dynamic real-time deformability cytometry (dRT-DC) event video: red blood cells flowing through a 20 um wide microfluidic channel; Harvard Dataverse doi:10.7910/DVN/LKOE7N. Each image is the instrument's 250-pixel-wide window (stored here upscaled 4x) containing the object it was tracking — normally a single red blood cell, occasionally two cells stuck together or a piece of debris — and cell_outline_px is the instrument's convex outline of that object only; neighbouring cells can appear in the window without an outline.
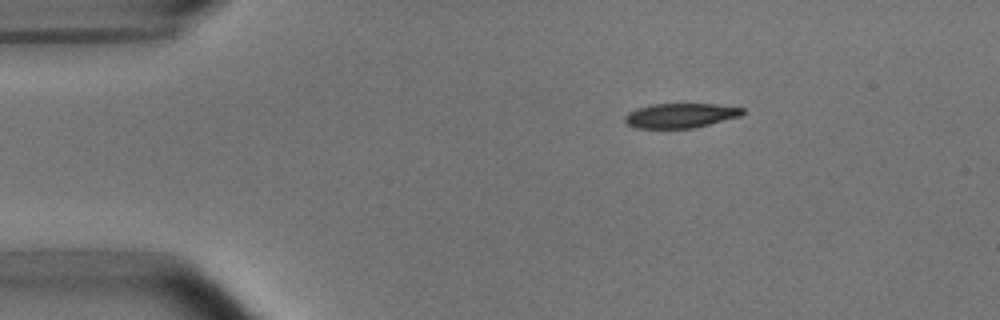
{"species": "common noctule bat (a hibernating species)", "species_latin": "Nyctalus noctula", "temperature_condition": "room temperature", "stored_images_in_passage": 8, "camera_frame_rate_fps": 3000, "um_per_image_px": 0.085, "animal": {"sex": "male", "body_mass_g": 15.6}, "frame": {"image": 1, "passage_image": 2, "time_ms": 0.333, "image_size_px": [1000, 320], "cell_outline_px": [[744, 112], [740, 116], [692, 128], [636, 128], [628, 124], [624, 120], [624, 116], [628, 112], [636, 108], [648, 104], [716, 104], [744, 108]], "centroid_in_image_um": [57.79, 9.81], "position_along_channel_um": 27.2, "area_um2": 16.82}}
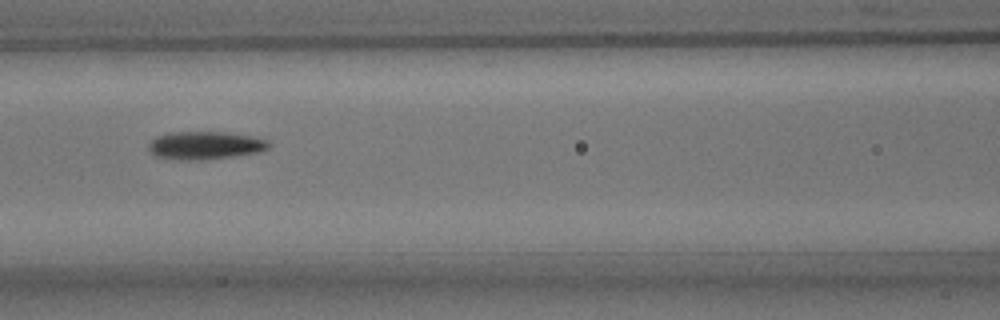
{"frame": {"image": 2, "passage_image": 6, "time_ms": 1.667, "image_size_px": [1000, 320], "cell_outline_px": [[272, 144], [268, 148], [256, 152], [232, 156], [200, 160], [180, 160], [152, 156], [148, 148], [148, 144], [156, 136], [172, 132], [224, 132], [252, 136], [268, 140]], "centroid_in_image_um": [17.39, 12.36], "position_along_channel_um": 149.2, "area_um2": 19.59}}
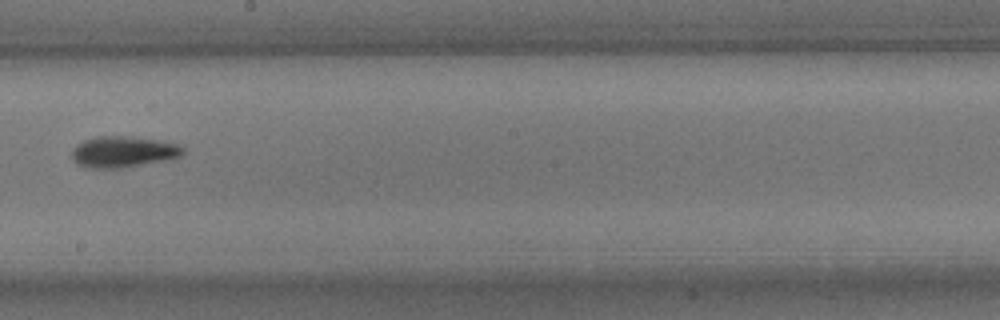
{"frame": {"image": 3, "passage_image": 8, "time_ms": 2.333, "image_size_px": [1000, 320], "cell_outline_px": [[184, 152], [180, 156], [172, 160], [124, 168], [88, 168], [76, 164], [72, 160], [72, 148], [76, 144], [84, 140], [96, 136], [132, 136], [160, 140], [176, 144], [184, 148]], "centroid_in_image_um": [10.47, 12.91], "position_along_channel_um": 237.7, "area_um2": 20.69}}